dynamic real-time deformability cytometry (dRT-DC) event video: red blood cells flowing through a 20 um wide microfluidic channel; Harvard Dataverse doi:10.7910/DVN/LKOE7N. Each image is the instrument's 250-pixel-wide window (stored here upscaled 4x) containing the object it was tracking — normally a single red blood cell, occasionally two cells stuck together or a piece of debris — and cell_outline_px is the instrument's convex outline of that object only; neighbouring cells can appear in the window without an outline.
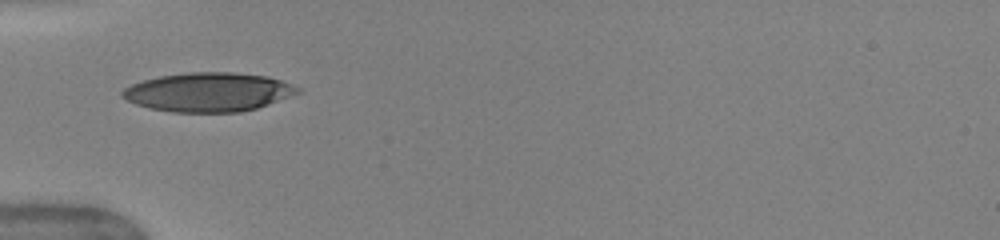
{"species": "human", "species_latin": "Homo sapiens", "temperature_condition": "warm", "stored_images_in_passage": 2, "camera_frame_rate_fps": 3000, "um_per_image_px": 0.085, "donor": {"sex": "female"}, "frame": {"image": 1, "passage_image": 1, "time_ms": 0.0, "image_size_px": [1000, 240], "cell_outline_px": [[300, 92], [268, 104], [256, 108], [240, 112], [172, 112], [148, 108], [136, 104], [120, 96], [120, 92], [124, 88], [132, 84], [144, 80], [160, 76], [188, 72], [232, 72], [268, 76], [280, 80], [300, 88]], "centroid_in_image_um": [17.68, 7.83], "position_along_channel_um": 67.3, "area_um2": 39.71}}